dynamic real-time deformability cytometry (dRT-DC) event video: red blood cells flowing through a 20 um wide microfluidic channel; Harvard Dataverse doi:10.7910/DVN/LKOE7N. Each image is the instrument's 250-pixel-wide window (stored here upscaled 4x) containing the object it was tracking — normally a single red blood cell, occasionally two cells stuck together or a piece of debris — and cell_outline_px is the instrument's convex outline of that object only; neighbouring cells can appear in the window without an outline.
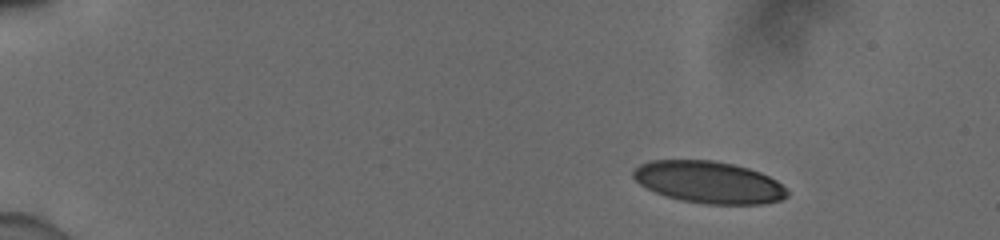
{"species": "human", "species_latin": "Homo sapiens", "temperature_condition": "cold", "stored_images_in_passage": 47, "camera_frame_rate_fps": 3000, "um_per_image_px": 0.085, "donor": {"sex": "male"}, "frame": {"image": 1, "passage_image": 1, "time_ms": 0.0, "image_size_px": [1000, 240], "cell_outline_px": [[788, 196], [780, 200], [764, 204], [704, 204], [680, 200], [656, 192], [640, 184], [632, 176], [632, 172], [640, 164], [652, 160], [712, 160], [732, 164], [748, 168], [760, 172], [776, 180], [788, 192]], "centroid_in_image_um": [60.25, 15.49], "position_along_channel_um": 24.7, "area_um2": 37.45}}
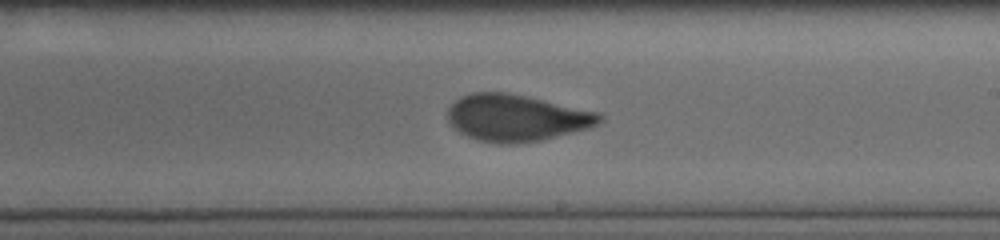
{"frame": {"image": 2, "passage_image": 27, "time_ms": 8.667, "image_size_px": [1000, 240], "cell_outline_px": [[604, 120], [592, 128], [544, 140], [516, 144], [496, 144], [476, 140], [452, 128], [448, 124], [448, 108], [460, 96], [472, 92], [508, 92], [528, 96], [600, 112], [604, 116]], "centroid_in_image_um": [43.93, 10.03], "position_along_channel_um": 245.1, "area_um2": 42.25}}
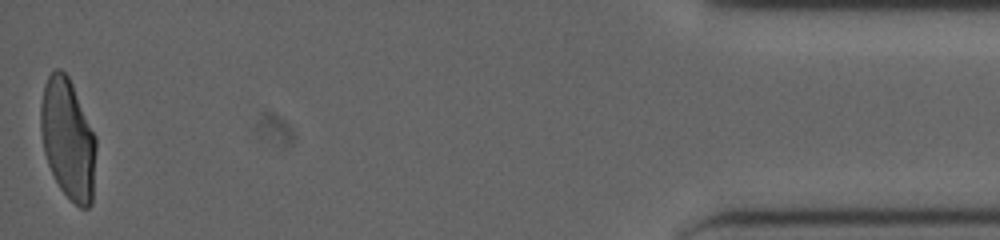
{"frame": {"image": 3, "passage_image": 47, "time_ms": 15.333, "image_size_px": [1000, 240], "cell_outline_px": [[96, 148], [92, 204], [88, 208], [80, 208], [60, 188], [48, 164], [44, 152], [40, 128], [40, 104], [44, 84], [48, 76], [56, 68], [60, 68], [68, 76], [72, 84], [96, 136]], "centroid_in_image_um": [5.77, 11.8], "position_along_channel_um": 429.4, "area_um2": 38.84}, "authors_computed_cell_mechanics": {"area_um2": 40.8646, "velocity_mm_per_s": 3.9147, "shape_relaxation_time_tau1_ms": 9.4631, "shape_relaxation_time_tau2_ms": 0.9329, "deformation_change_tau1": 0.2334, "deformation_change_tau2": 0.0723}}